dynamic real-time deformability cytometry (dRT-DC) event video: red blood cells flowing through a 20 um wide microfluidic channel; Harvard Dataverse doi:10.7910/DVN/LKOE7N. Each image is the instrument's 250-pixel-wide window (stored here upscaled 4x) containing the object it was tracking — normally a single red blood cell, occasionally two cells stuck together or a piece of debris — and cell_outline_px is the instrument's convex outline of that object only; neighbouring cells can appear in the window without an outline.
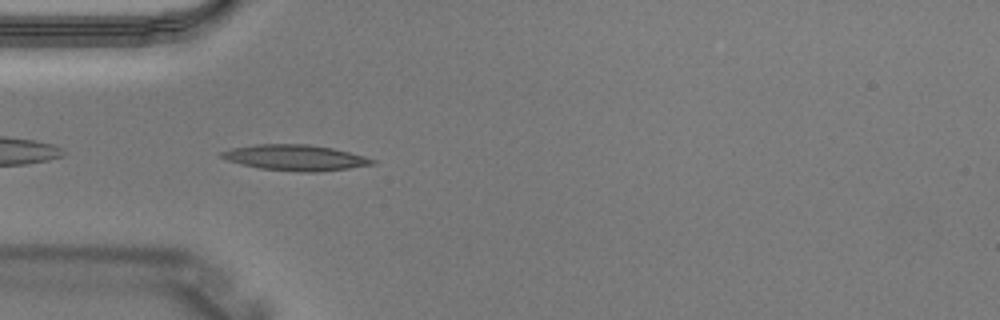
{"species": "Egyptian fruit bat (a non-hibernating species)", "species_latin": "Rousettus aegyptiacus", "temperature_condition": "warm", "stored_images_in_passage": 4, "camera_frame_rate_fps": 3000, "um_per_image_px": 0.085, "animal": {"sex": "male"}, "frame": {"image": 1, "passage_image": 3, "time_ms": 0.667, "image_size_px": [1000, 320], "cell_outline_px": [[376, 164], [348, 168], [316, 172], [304, 172], [260, 168], [240, 164], [228, 160], [220, 156], [220, 152], [232, 148], [256, 144], [308, 144], [332, 148], [364, 156], [376, 160]], "centroid_in_image_um": [25.1, 13.4], "position_along_channel_um": 59.9, "area_um2": 22.43}}